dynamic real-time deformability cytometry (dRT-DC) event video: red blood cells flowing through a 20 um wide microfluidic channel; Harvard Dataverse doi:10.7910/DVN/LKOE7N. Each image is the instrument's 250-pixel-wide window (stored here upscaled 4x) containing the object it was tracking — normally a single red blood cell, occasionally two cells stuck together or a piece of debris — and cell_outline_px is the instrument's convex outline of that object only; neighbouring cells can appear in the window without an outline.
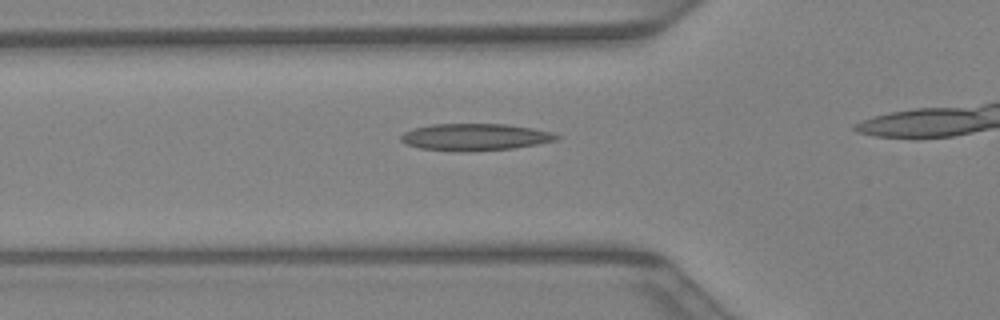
{"species": "Egyptian fruit bat (a non-hibernating species)", "species_latin": "Rousettus aegyptiacus", "temperature_condition": "warm", "stored_images_in_passage": 25, "camera_frame_rate_fps": 3000, "um_per_image_px": 0.085, "animal": {"sex": "female"}, "frame": {"image": 1, "passage_image": 6, "time_ms": 1.667, "image_size_px": [1000, 320], "cell_outline_px": [[560, 136], [556, 140], [536, 144], [512, 148], [420, 148], [408, 144], [400, 140], [400, 136], [404, 132], [416, 128], [432, 124], [508, 124], [532, 128], [552, 132]], "centroid_in_image_um": [40.43, 11.58], "position_along_channel_um": 85.4, "area_um2": 22.89}}
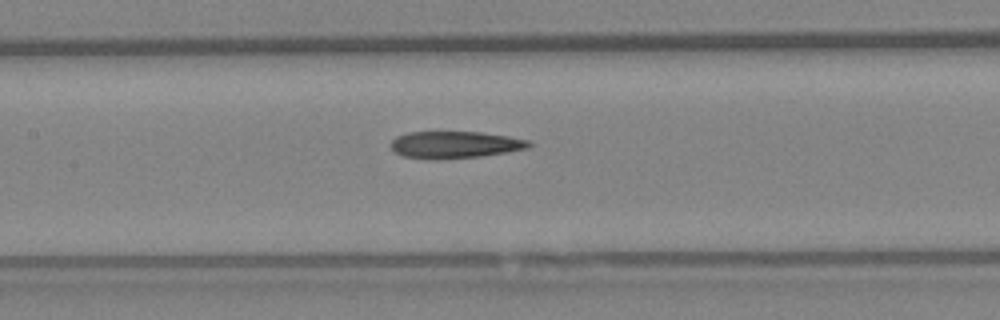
{"frame": {"image": 2, "passage_image": 11, "time_ms": 3.333, "image_size_px": [1000, 320], "cell_outline_px": [[532, 144], [528, 148], [480, 156], [404, 156], [396, 152], [392, 148], [392, 140], [396, 136], [408, 132], [480, 132], [508, 136], [528, 140]], "centroid_in_image_um": [38.72, 12.24], "position_along_channel_um": 168.7, "area_um2": 20.4}}
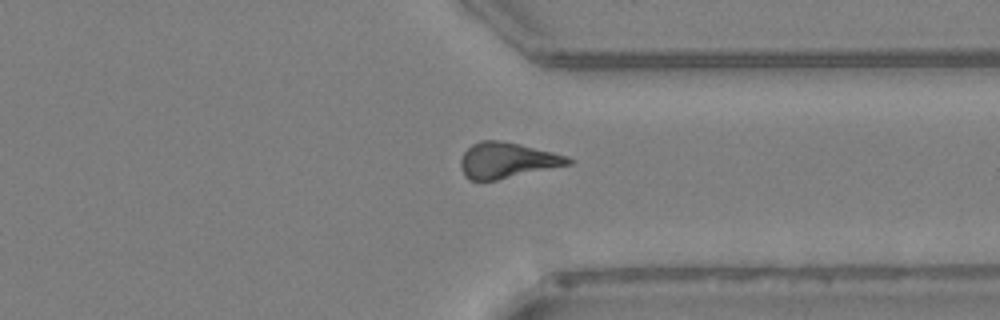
{"frame": {"image": 3, "passage_image": 23, "time_ms": 7.333, "image_size_px": [1000, 320], "cell_outline_px": [[576, 160], [572, 164], [496, 180], [468, 180], [464, 176], [460, 168], [460, 160], [464, 152], [472, 144], [480, 140], [500, 140], [520, 144], [568, 156]], "centroid_in_image_um": [43.1, 13.63], "position_along_channel_um": 368.3, "area_um2": 22.48}}